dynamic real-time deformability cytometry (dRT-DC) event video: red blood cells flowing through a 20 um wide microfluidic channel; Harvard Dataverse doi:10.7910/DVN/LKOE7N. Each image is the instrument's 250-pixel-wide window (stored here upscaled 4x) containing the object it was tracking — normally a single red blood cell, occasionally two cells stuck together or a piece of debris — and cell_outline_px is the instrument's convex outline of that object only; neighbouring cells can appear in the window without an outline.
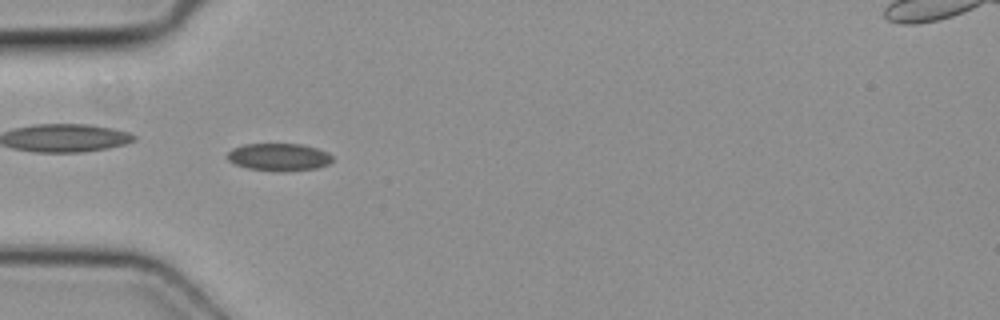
{"species": "common noctule bat (a hibernating species)", "species_latin": "Nyctalus noctula", "temperature_condition": "cold", "stored_images_in_passage": 6, "camera_frame_rate_fps": 3000, "um_per_image_px": 0.085, "animal": {"sex": "female", "body_mass_g": 19.3, "forearm_length_mm": 54.1}, "frame": {"image": 1, "passage_image": 4, "time_ms": 1.0, "image_size_px": [1000, 320], "cell_outline_px": [[332, 160], [328, 164], [316, 168], [284, 172], [272, 172], [248, 168], [236, 164], [228, 160], [224, 156], [232, 148], [244, 144], [300, 144], [316, 148], [328, 152], [332, 156]], "centroid_in_image_um": [23.67, 13.36], "position_along_channel_um": 61.3, "area_um2": 17.05}}
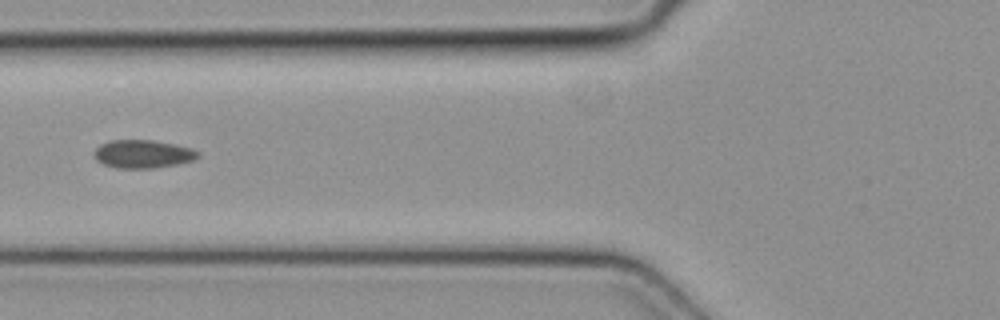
{"frame": {"image": 2, "passage_image": 5, "time_ms": 1.333, "image_size_px": [1000, 320], "cell_outline_px": [[200, 156], [192, 160], [176, 164], [156, 168], [116, 168], [104, 164], [96, 160], [96, 148], [100, 144], [112, 140], [152, 140], [192, 148], [200, 152]], "centroid_in_image_um": [12.16, 13.09], "position_along_channel_um": 113.6, "area_um2": 16.88}}
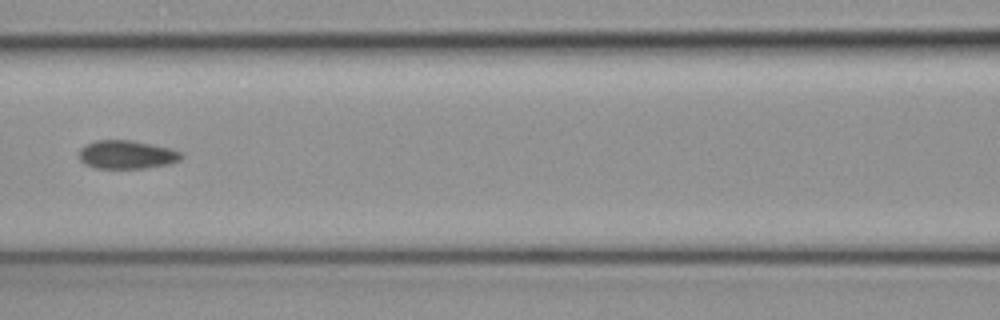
{"frame": {"image": 3, "passage_image": 6, "time_ms": 1.667, "image_size_px": [1000, 320], "cell_outline_px": [[184, 156], [180, 160], [168, 164], [148, 168], [92, 168], [84, 164], [80, 160], [80, 148], [96, 140], [128, 140], [168, 148], [180, 152]], "centroid_in_image_um": [10.75, 13.16], "position_along_channel_um": 155.9, "area_um2": 16.76}}